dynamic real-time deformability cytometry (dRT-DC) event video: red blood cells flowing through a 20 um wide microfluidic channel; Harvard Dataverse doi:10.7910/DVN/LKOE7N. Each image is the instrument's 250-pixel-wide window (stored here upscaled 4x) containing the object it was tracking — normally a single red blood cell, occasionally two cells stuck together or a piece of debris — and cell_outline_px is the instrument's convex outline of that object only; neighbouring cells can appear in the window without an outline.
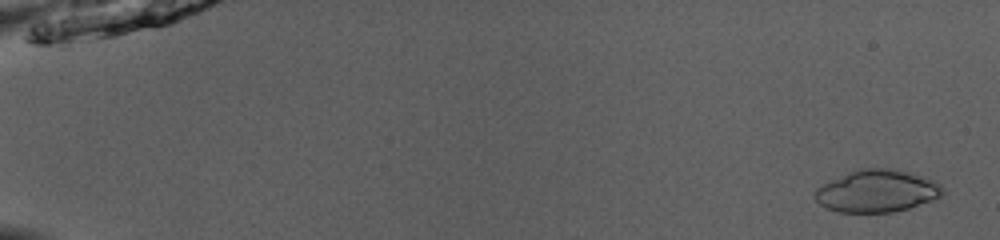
{"species": "common noctule bat (a hibernating species)", "species_latin": "Nyctalus noctula", "temperature_condition": "room temperature", "stored_images_in_passage": 51, "camera_frame_rate_fps": 3000, "um_per_image_px": 0.085, "animal": {"sex": "male", "body_mass_g": 13.0, "forearm_length_mm": 53.1}, "frame": {"image": 1, "passage_image": 2, "time_ms": 0.333, "image_size_px": [1000, 240], "cell_outline_px": [[944, 192], [940, 196], [932, 200], [908, 208], [892, 212], [840, 212], [828, 208], [820, 204], [816, 200], [816, 188], [848, 172], [864, 168], [896, 168], [932, 180], [940, 184], [944, 188]], "centroid_in_image_um": [74.56, 16.23], "position_along_channel_um": 10.4, "area_um2": 31.04}}